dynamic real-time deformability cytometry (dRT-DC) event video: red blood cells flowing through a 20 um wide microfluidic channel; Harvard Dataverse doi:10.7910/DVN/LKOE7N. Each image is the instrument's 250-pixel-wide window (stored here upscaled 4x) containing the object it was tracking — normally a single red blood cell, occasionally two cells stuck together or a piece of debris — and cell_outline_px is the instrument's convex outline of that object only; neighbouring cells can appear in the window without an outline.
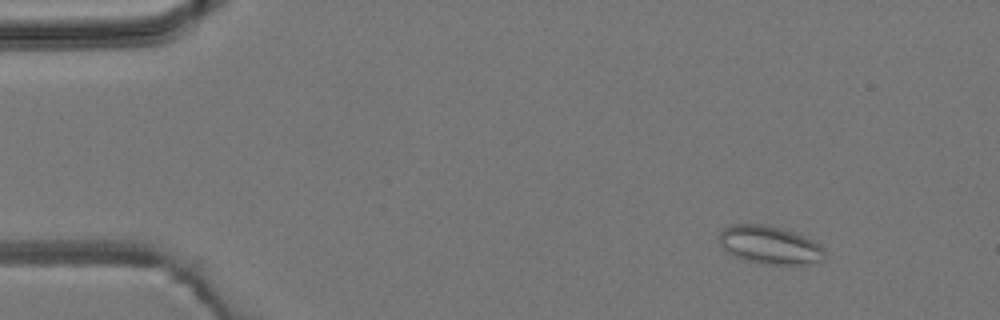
{"species": "common noctule bat (a hibernating species)", "species_latin": "Nyctalus noctula", "temperature_condition": "room temperature", "stored_images_in_passage": 3, "camera_frame_rate_fps": 3000, "um_per_image_px": 0.085, "animal": {"sex": "male", "body_mass_g": 19.2, "forearm_length_mm": 51.8}, "frame": {"image": 1, "passage_image": 1, "time_ms": 0.0, "image_size_px": [1000, 320], "cell_outline_px": [[824, 260], [804, 264], [760, 264], [744, 260], [736, 256], [724, 248], [720, 244], [720, 232], [724, 228], [732, 224], [764, 224], [780, 228], [804, 236], [820, 244], [824, 248]], "centroid_in_image_um": [65.44, 20.82], "position_along_channel_um": 19.6, "area_um2": 23.24}}